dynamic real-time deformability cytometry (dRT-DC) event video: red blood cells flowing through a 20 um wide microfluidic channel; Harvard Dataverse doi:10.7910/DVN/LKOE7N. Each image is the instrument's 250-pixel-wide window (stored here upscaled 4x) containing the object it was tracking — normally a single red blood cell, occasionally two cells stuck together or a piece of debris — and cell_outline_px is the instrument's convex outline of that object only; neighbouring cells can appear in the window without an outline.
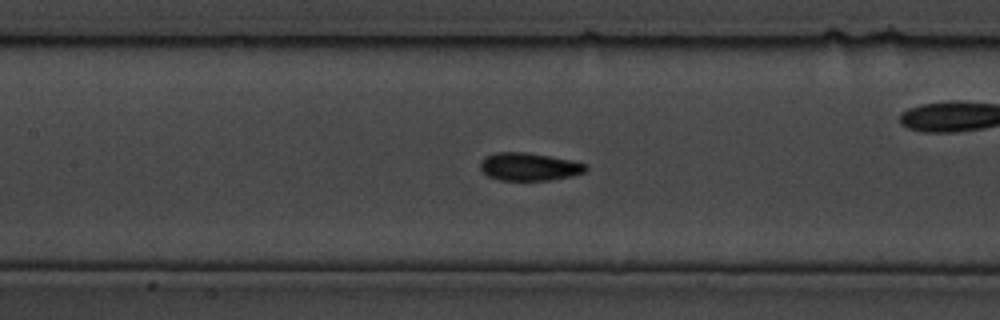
{"species": "common noctule bat (a hibernating species)", "species_latin": "Nyctalus noctula", "temperature_condition": "cold", "stored_images_in_passage": 17, "camera_frame_rate_fps": 3000, "um_per_image_px": 0.085, "animal": {"sex": "male", "body_mass_g": 19.5, "forearm_length_mm": 54.6}, "frame": {"image": 1, "passage_image": 12, "time_ms": 3.667, "image_size_px": [1000, 320], "cell_outline_px": [[588, 168], [584, 172], [572, 176], [548, 180], [500, 180], [488, 176], [480, 168], [480, 160], [484, 156], [496, 152], [528, 152], [572, 160], [588, 164]], "centroid_in_image_um": [44.97, 14.16], "position_along_channel_um": 162.4, "area_um2": 17.28}}
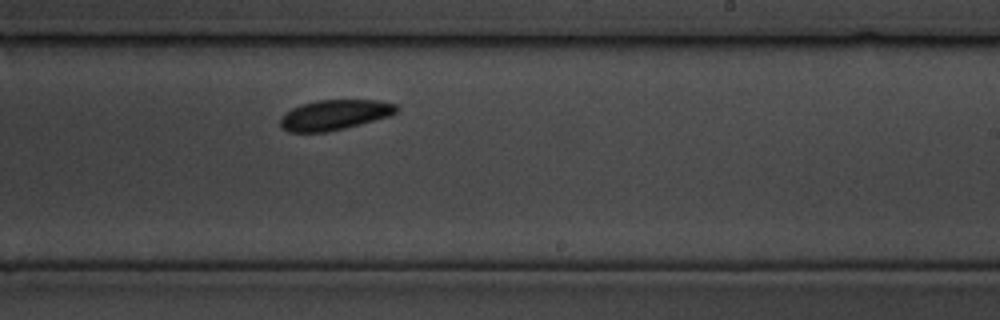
{"frame": {"image": 2, "passage_image": 17, "time_ms": 5.333, "image_size_px": [1000, 320], "cell_outline_px": [[400, 108], [396, 112], [388, 116], [344, 128], [324, 132], [288, 132], [280, 128], [280, 120], [284, 112], [300, 104], [316, 100], [376, 100], [396, 104]], "centroid_in_image_um": [28.38, 9.76], "position_along_channel_um": 260.6, "area_um2": 20.4}}